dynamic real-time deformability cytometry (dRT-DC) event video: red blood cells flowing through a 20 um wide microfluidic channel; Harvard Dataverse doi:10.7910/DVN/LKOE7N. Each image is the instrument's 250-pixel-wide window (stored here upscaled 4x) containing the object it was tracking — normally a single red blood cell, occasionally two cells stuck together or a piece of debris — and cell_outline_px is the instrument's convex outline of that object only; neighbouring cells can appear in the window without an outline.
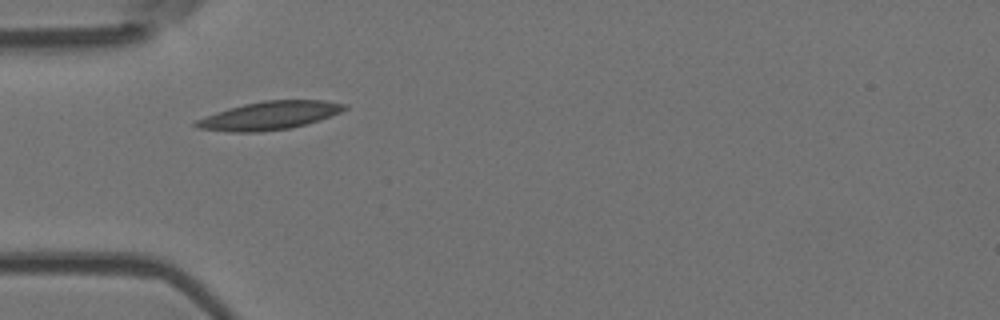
{"species": "Egyptian fruit bat (a non-hibernating species)", "species_latin": "Rousettus aegyptiacus", "temperature_condition": "room temperature", "stored_images_in_passage": 31, "camera_frame_rate_fps": 3000, "um_per_image_px": 0.085, "animal": {"sex": "female"}, "frame": {"image": 1, "passage_image": 1, "time_ms": 0.0, "image_size_px": [1000, 320], "cell_outline_px": [[348, 108], [332, 116], [308, 124], [288, 128], [260, 132], [232, 132], [196, 128], [192, 124], [196, 120], [216, 112], [228, 108], [244, 104], [264, 100], [324, 100], [348, 104]], "centroid_in_image_um": [22.92, 9.82], "position_along_channel_um": 62.1, "area_um2": 24.57}}
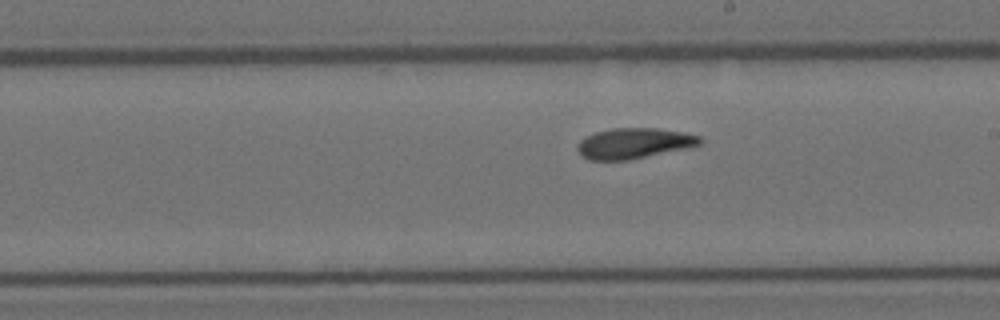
{"frame": {"image": 2, "passage_image": 15, "time_ms": 4.667, "image_size_px": [1000, 320], "cell_outline_px": [[704, 144], [688, 148], [628, 160], [588, 160], [580, 156], [576, 148], [580, 140], [596, 132], [612, 128], [660, 128], [684, 132], [700, 136], [704, 140]], "centroid_in_image_um": [53.93, 12.18], "position_along_channel_um": 235.1, "area_um2": 22.08}}
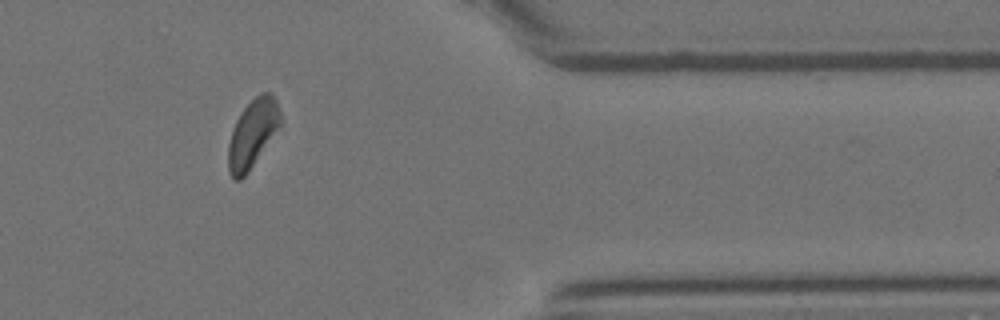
{"frame": {"image": 3, "passage_image": 29, "time_ms": 9.333, "image_size_px": [1000, 320], "cell_outline_px": [[280, 124], [248, 172], [240, 180], [236, 180], [228, 172], [228, 144], [236, 120], [240, 112], [260, 92], [272, 92], [276, 100], [280, 112]], "centroid_in_image_um": [21.44, 11.33], "position_along_channel_um": 390.0, "area_um2": 20.23}, "authors_computed_cell_mechanics": {"area_um2": 22.0218, "velocity_mm_per_s": 3.7421, "shape_relaxation_time_tau1_ms": 5.6985, "shape_relaxation_time_tau2_ms": 6.7738, "deformation_change_tau1": 0.1503, "deformation_change_tau2": 0.1544}}